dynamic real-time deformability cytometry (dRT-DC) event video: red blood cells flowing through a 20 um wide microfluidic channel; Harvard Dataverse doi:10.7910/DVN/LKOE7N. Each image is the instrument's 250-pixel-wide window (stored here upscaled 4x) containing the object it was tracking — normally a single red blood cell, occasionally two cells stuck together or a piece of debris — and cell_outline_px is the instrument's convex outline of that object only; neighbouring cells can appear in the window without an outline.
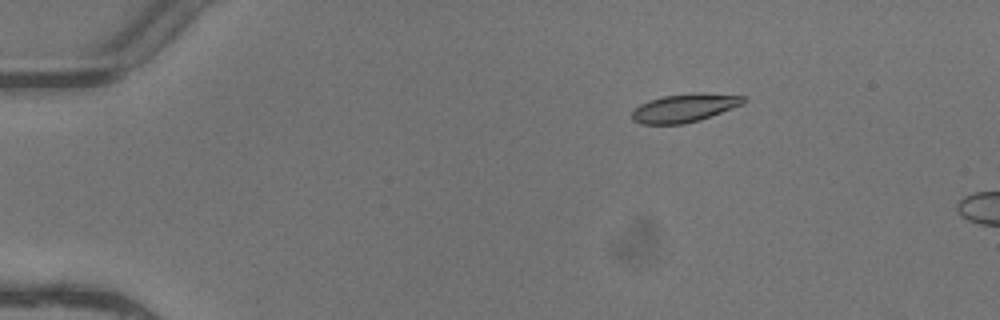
{"species": "common noctule bat (a hibernating species)", "species_latin": "Nyctalus noctula", "temperature_condition": "warm", "stored_images_in_passage": 3, "camera_frame_rate_fps": 3000, "um_per_image_px": 0.085, "animal": {"sex": "female"}, "frame": {"image": 1, "passage_image": 2, "time_ms": 0.333, "image_size_px": [1000, 320], "cell_outline_px": [[748, 100], [744, 104], [700, 120], [684, 124], [640, 124], [632, 120], [632, 112], [640, 104], [648, 100], [664, 96], [700, 92], [744, 96]], "centroid_in_image_um": [58.2, 9.17], "position_along_channel_um": 26.8, "area_um2": 18.5}}